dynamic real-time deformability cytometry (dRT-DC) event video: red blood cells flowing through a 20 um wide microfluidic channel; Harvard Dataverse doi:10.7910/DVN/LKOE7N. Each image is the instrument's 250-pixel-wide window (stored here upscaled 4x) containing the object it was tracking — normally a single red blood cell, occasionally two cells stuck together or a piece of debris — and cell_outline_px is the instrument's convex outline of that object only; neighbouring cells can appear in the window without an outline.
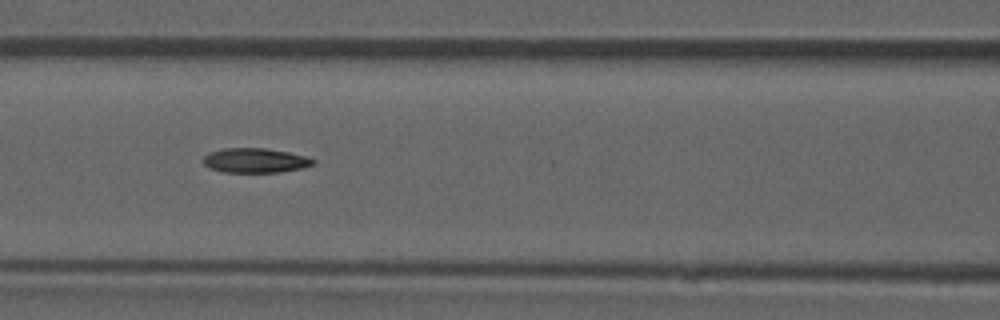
{"species": "common noctule bat (a hibernating species)", "species_latin": "Nyctalus noctula", "temperature_condition": "room temperature", "stored_images_in_passage": 49, "camera_frame_rate_fps": 3000, "um_per_image_px": 0.085, "animal": {"sex": "male", "forearm_length_mm": 52.5}, "frame": {"image": 1, "passage_image": 22, "time_ms": 7.0, "image_size_px": [1000, 320], "cell_outline_px": [[316, 164], [300, 168], [280, 172], [224, 172], [208, 168], [204, 164], [204, 156], [208, 152], [224, 148], [264, 148], [288, 152], [304, 156], [316, 160]], "centroid_in_image_um": [21.67, 13.64], "position_along_channel_um": 144.9, "area_um2": 15.72}}